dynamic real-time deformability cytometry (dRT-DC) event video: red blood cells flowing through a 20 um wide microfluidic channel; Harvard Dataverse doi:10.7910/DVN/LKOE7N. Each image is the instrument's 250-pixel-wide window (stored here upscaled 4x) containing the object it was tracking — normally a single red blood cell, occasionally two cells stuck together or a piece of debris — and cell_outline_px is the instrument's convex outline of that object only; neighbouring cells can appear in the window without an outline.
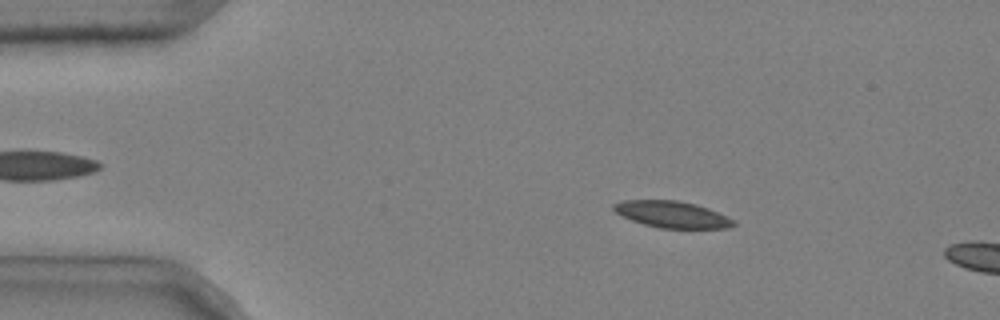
{"species": "common noctule bat (a hibernating species)", "species_latin": "Nyctalus noctula", "temperature_condition": "cold", "stored_images_in_passage": 6, "camera_frame_rate_fps": 3000, "um_per_image_px": 0.085, "animal": {"sex": "male", "body_mass_g": 20.4}, "frame": {"image": 1, "passage_image": 2, "time_ms": 0.333, "image_size_px": [1000, 320], "cell_outline_px": [[736, 224], [728, 228], [660, 228], [644, 224], [632, 220], [616, 212], [612, 208], [612, 204], [624, 200], [676, 200], [696, 204], [708, 208], [736, 220]], "centroid_in_image_um": [57.15, 18.22], "position_along_channel_um": 27.9, "area_um2": 18.5}}